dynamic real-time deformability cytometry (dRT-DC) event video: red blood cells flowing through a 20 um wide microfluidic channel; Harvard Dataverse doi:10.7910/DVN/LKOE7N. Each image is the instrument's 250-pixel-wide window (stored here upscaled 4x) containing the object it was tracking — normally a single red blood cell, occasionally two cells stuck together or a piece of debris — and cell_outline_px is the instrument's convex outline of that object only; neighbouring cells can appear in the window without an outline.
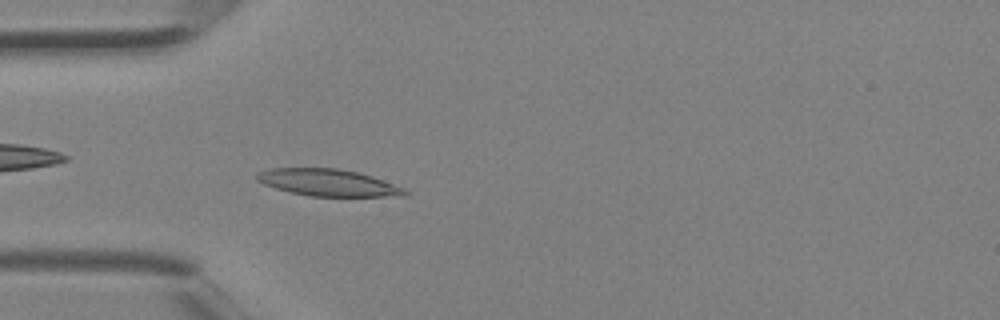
{"species": "Egyptian fruit bat (a non-hibernating species)", "species_latin": "Rousettus aegyptiacus", "temperature_condition": "room temperature", "stored_images_in_passage": 4, "camera_frame_rate_fps": 3000, "um_per_image_px": 0.085, "animal": {"sex": "female"}, "frame": {"image": 1, "passage_image": 4, "time_ms": 1.0, "image_size_px": [1000, 320], "cell_outline_px": [[412, 192], [408, 196], [312, 196], [292, 192], [276, 188], [264, 184], [256, 180], [256, 172], [272, 168], [336, 168], [356, 172], [372, 176], [404, 188]], "centroid_in_image_um": [27.92, 15.52], "position_along_channel_um": 57.1, "area_um2": 23.12}}